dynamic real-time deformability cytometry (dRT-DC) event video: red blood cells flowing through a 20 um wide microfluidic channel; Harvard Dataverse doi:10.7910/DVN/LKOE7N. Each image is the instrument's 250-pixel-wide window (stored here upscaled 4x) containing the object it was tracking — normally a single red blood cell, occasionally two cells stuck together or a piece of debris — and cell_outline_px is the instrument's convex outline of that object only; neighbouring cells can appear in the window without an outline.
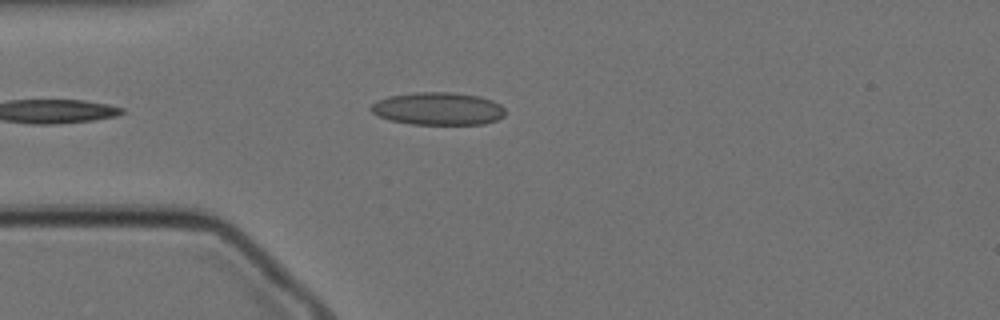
{"species": "Egyptian fruit bat (a non-hibernating species)", "species_latin": "Rousettus aegyptiacus", "temperature_condition": "cold", "stored_images_in_passage": 31, "camera_frame_rate_fps": 3000, "um_per_image_px": 0.085, "animal": {"sex": "female"}, "frame": {"image": 1, "passage_image": 5, "time_ms": 1.333, "image_size_px": [1000, 320], "cell_outline_px": [[504, 116], [496, 120], [484, 124], [412, 124], [388, 120], [372, 112], [368, 108], [376, 100], [388, 96], [412, 92], [452, 92], [480, 96], [492, 100], [500, 104], [504, 108]], "centroid_in_image_um": [37.21, 9.23], "position_along_channel_um": 47.8, "area_um2": 25.78}}
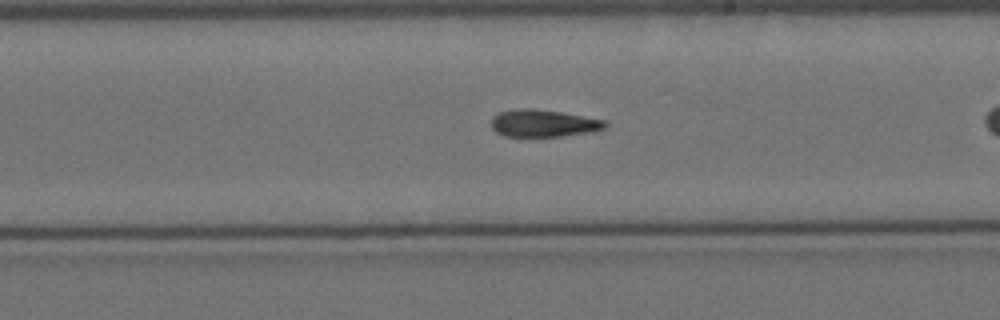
{"frame": {"image": 2, "passage_image": 19, "time_ms": 6.0, "image_size_px": [1000, 320], "cell_outline_px": [[608, 124], [604, 128], [588, 132], [560, 136], [504, 136], [496, 132], [492, 128], [492, 116], [500, 112], [520, 108], [532, 108], [560, 112], [604, 120]], "centroid_in_image_um": [46.14, 10.47], "position_along_channel_um": 242.9, "area_um2": 17.8}}
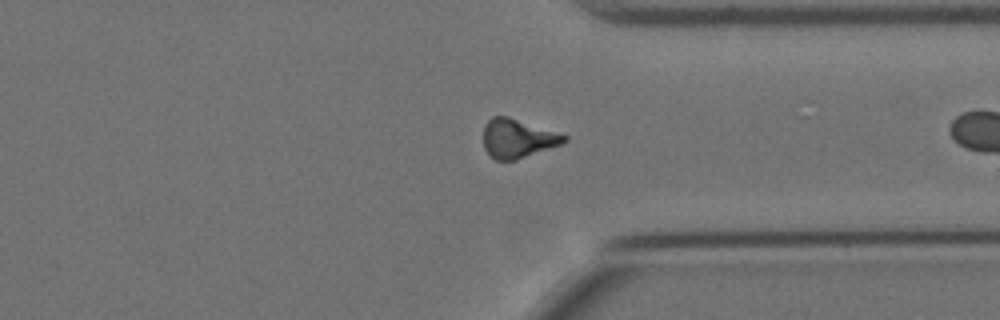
{"frame": {"image": 3, "passage_image": 30, "time_ms": 9.667, "image_size_px": [1000, 320], "cell_outline_px": [[568, 140], [560, 144], [516, 160], [496, 160], [484, 148], [484, 124], [492, 116], [508, 116], [568, 136]], "centroid_in_image_um": [43.98, 11.76], "position_along_channel_um": 367.4, "area_um2": 18.03}}